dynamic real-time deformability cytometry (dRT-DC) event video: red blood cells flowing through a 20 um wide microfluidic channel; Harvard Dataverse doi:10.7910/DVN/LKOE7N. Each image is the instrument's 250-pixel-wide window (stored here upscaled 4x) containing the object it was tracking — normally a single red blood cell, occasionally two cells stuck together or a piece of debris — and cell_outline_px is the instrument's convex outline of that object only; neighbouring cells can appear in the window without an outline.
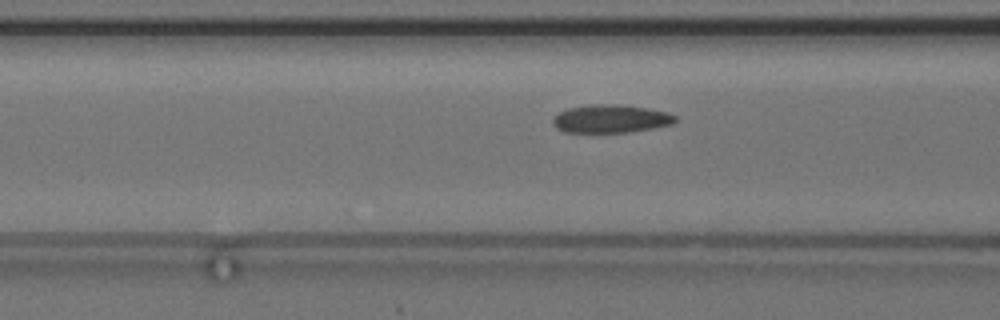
{"species": "common noctule bat (a hibernating species)", "species_latin": "Nyctalus noctula", "temperature_condition": "cold", "stored_images_in_passage": 29, "camera_frame_rate_fps": 3000, "um_per_image_px": 0.085, "animal": {"sex": "female", "body_mass_g": 24.6, "forearm_length_mm": 56.2}, "frame": {"image": 1, "passage_image": 5, "time_ms": 1.333, "image_size_px": [1000, 320], "cell_outline_px": [[676, 120], [672, 124], [652, 128], [628, 132], [564, 132], [556, 128], [552, 120], [560, 112], [568, 108], [588, 104], [616, 104], [648, 108], [668, 112], [676, 116]], "centroid_in_image_um": [51.92, 10.09], "position_along_channel_um": 114.7, "area_um2": 20.0}}